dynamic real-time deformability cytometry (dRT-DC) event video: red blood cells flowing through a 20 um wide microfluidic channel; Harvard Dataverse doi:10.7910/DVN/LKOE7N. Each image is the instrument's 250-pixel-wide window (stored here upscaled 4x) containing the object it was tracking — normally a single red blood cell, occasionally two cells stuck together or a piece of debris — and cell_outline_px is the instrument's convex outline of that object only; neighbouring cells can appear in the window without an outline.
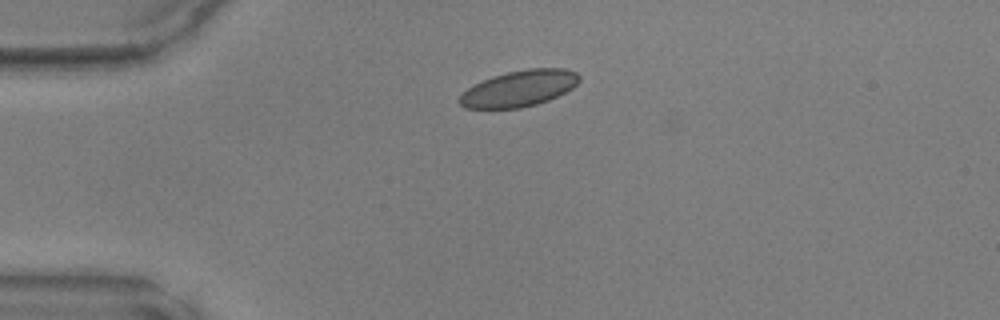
{"species": "common noctule bat (a hibernating species)", "species_latin": "Nyctalus noctula", "temperature_condition": "warm", "stored_images_in_passage": 38, "camera_frame_rate_fps": 3000, "um_per_image_px": 0.085, "animal": {"sex": "male", "body_mass_g": 17.9, "forearm_length_mm": 54.2}, "frame": {"image": 1, "passage_image": 1, "time_ms": 0.0, "image_size_px": [1000, 320], "cell_outline_px": [[580, 80], [572, 88], [548, 100], [536, 104], [520, 108], [464, 108], [456, 100], [468, 88], [492, 76], [508, 72], [528, 68], [564, 68], [576, 72], [580, 76]], "centroid_in_image_um": [44.13, 7.52], "position_along_channel_um": 40.9, "area_um2": 25.03}}
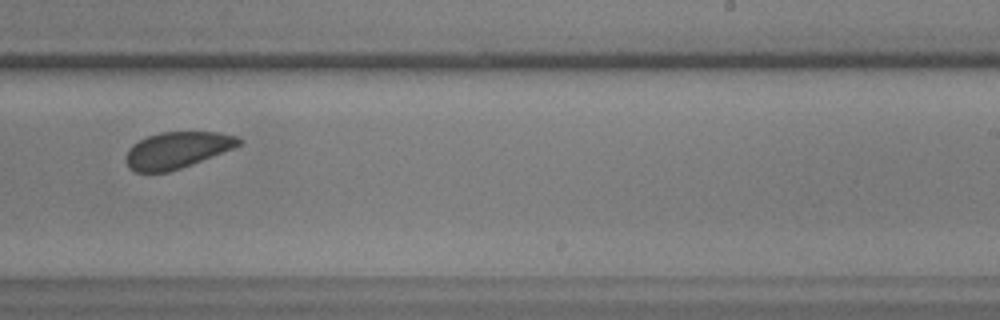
{"frame": {"image": 2, "passage_image": 20, "time_ms": 6.333, "image_size_px": [1000, 320], "cell_outline_px": [[244, 140], [236, 148], [180, 168], [168, 172], [136, 172], [128, 168], [128, 148], [132, 144], [148, 136], [160, 132], [216, 132], [236, 136]], "centroid_in_image_um": [15.09, 12.75], "position_along_channel_um": 273.9, "area_um2": 23.81}}
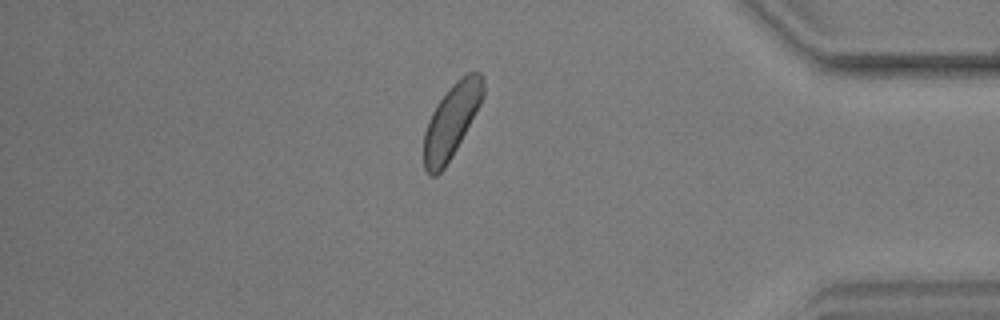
{"frame": {"image": 3, "passage_image": 31, "time_ms": 10.0, "image_size_px": [1000, 320], "cell_outline_px": [[484, 96], [480, 104], [452, 156], [444, 168], [436, 176], [428, 176], [424, 168], [424, 132], [428, 120], [436, 104], [452, 84], [460, 76], [468, 72], [480, 72], [484, 76]], "centroid_in_image_um": [38.37, 10.25], "position_along_channel_um": 396.8, "area_um2": 25.37}}